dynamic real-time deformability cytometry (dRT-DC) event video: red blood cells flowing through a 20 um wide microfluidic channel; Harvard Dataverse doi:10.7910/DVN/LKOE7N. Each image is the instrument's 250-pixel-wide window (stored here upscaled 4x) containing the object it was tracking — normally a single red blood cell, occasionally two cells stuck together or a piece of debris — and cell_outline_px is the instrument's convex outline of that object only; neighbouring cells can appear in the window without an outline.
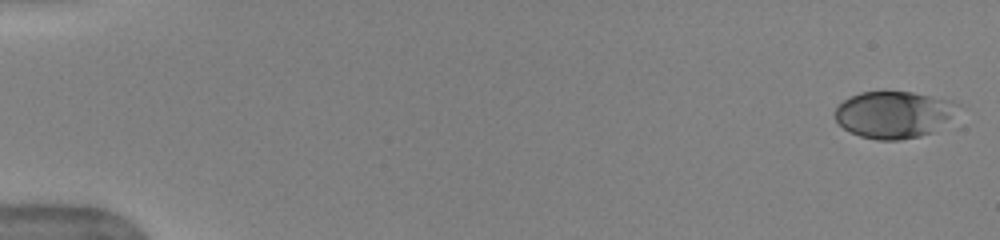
{"species": "human", "species_latin": "Homo sapiens", "temperature_condition": "warm", "stored_images_in_passage": 51, "camera_frame_rate_fps": 3000, "um_per_image_px": 0.085, "donor": {"sex": "female"}, "frame": {"image": 1, "passage_image": 1, "time_ms": 0.0, "image_size_px": [1000, 240], "cell_outline_px": [[960, 104], [932, 132], [920, 136], [900, 140], [876, 140], [860, 136], [844, 128], [836, 120], [836, 108], [844, 100], [860, 92], [912, 92], [952, 100]], "centroid_in_image_um": [75.92, 9.73], "position_along_channel_um": 9.1, "area_um2": 32.77}}
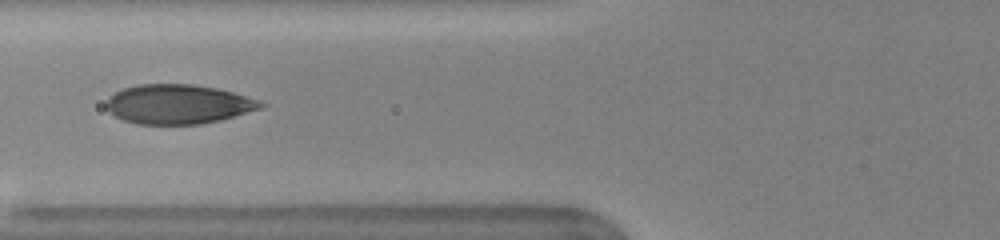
{"frame": {"image": 2, "passage_image": 21, "time_ms": 6.667, "image_size_px": [1000, 240], "cell_outline_px": [[268, 104], [264, 108], [220, 120], [200, 124], [136, 124], [124, 120], [108, 112], [104, 108], [104, 104], [108, 96], [124, 88], [140, 84], [192, 84], [216, 88], [232, 92], [260, 100]], "centroid_in_image_um": [15.14, 8.86], "position_along_channel_um": 110.7, "area_um2": 35.78}}
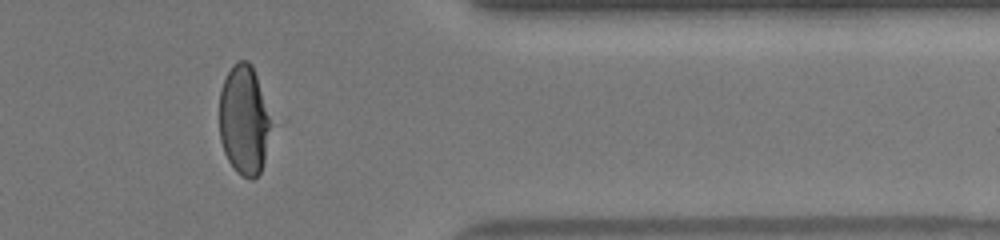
{"frame": {"image": 3, "passage_image": 43, "time_ms": 14.0, "image_size_px": [1000, 240], "cell_outline_px": [[276, 120], [264, 160], [260, 172], [252, 180], [248, 180], [240, 176], [236, 172], [228, 160], [224, 152], [220, 140], [220, 92], [224, 80], [232, 64], [236, 60], [248, 60], [252, 64]], "centroid_in_image_um": [20.82, 10.2], "position_along_channel_um": 390.6, "area_um2": 34.56}, "authors_computed_cell_mechanics": {"area_um2": 35.3736, "velocity_mm_per_s": 3.9722, "shape_relaxation_time_tau1_ms": 3.8413, "shape_relaxation_time_tau2_ms": null, "deformation_change_tau1": 0.1778, "deformation_change_tau2": null}}